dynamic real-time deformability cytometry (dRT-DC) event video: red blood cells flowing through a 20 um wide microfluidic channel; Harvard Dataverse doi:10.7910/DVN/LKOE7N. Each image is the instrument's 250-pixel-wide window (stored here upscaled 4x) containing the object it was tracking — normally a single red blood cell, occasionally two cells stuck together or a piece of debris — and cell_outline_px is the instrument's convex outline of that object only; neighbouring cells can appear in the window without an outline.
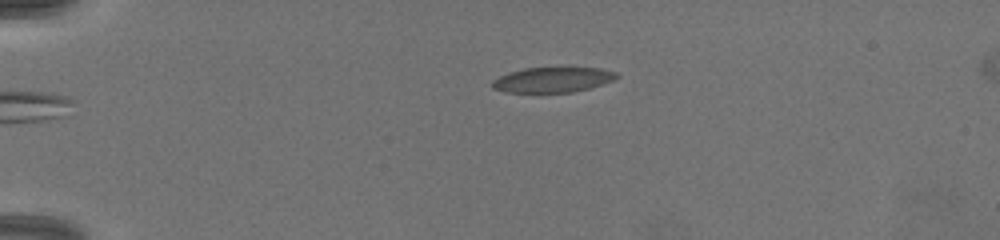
{"species": "common noctule bat (a hibernating species)", "species_latin": "Nyctalus noctula", "temperature_condition": "warm", "stored_images_in_passage": 41, "camera_frame_rate_fps": 3000, "um_per_image_px": 0.085, "animal": {"sex": "female", "body_mass_g": 19.5, "forearm_length_mm": 54.1}, "frame": {"image": 1, "passage_image": 1, "time_ms": 0.0, "image_size_px": [1000, 240], "cell_outline_px": [[620, 76], [612, 80], [588, 88], [572, 92], [508, 92], [492, 88], [492, 80], [500, 76], [524, 68], [600, 68], [616, 72]], "centroid_in_image_um": [46.97, 6.78], "position_along_channel_um": 38.0, "area_um2": 17.86}}
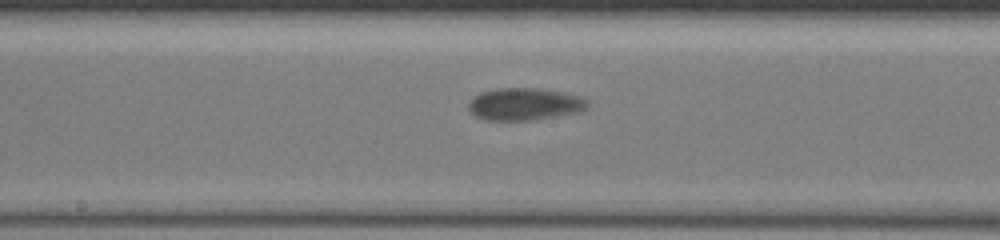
{"frame": {"image": 2, "passage_image": 18, "time_ms": 5.667, "image_size_px": [1000, 240], "cell_outline_px": [[588, 108], [576, 112], [528, 120], [488, 120], [476, 116], [468, 108], [468, 104], [476, 96], [484, 92], [500, 88], [540, 88], [564, 92], [580, 96], [588, 100]], "centroid_in_image_um": [44.63, 8.84], "position_along_channel_um": 203.6, "area_um2": 21.96}}
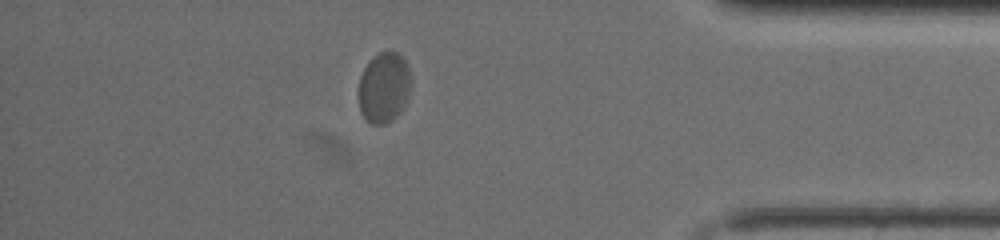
{"frame": {"image": 3, "passage_image": 35, "time_ms": 11.333, "image_size_px": [1000, 240], "cell_outline_px": [[408, 96], [400, 112], [392, 120], [384, 124], [372, 124], [364, 116], [360, 108], [360, 76], [364, 68], [380, 52], [400, 52], [408, 68]], "centroid_in_image_um": [32.63, 7.44], "position_along_channel_um": 402.6, "area_um2": 20.69}, "authors_computed_cell_mechanics": {"area_um2": 20.6346, "velocity_mm_per_s": 3.9959, "shape_relaxation_time_tau1_ms": 9.722, "shape_relaxation_time_tau2_ms": null, "deformation_change_tau1": 0.1772, "deformation_change_tau2": null}}